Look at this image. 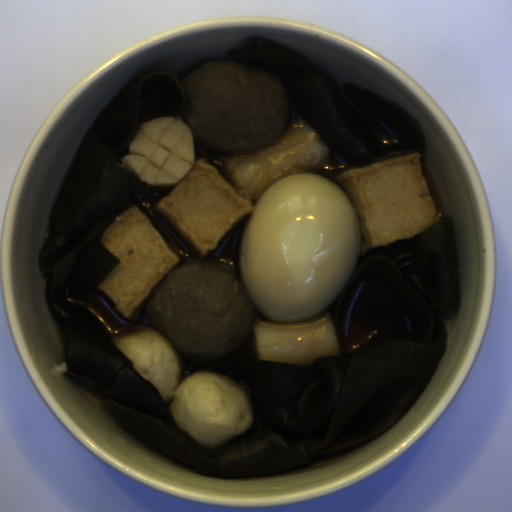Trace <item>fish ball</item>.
Listing matches in <instances>:
<instances>
[{
    "label": "fish ball",
    "instance_id": "1",
    "mask_svg": "<svg viewBox=\"0 0 512 512\" xmlns=\"http://www.w3.org/2000/svg\"><path fill=\"white\" fill-rule=\"evenodd\" d=\"M112 342L157 387L177 425L201 445L213 451L249 430L252 398L241 382L203 368L181 376L182 360L154 327L124 331Z\"/></svg>",
    "mask_w": 512,
    "mask_h": 512
},
{
    "label": "fish ball",
    "instance_id": "2",
    "mask_svg": "<svg viewBox=\"0 0 512 512\" xmlns=\"http://www.w3.org/2000/svg\"><path fill=\"white\" fill-rule=\"evenodd\" d=\"M348 198L356 215L359 255L411 239L436 224L438 208L423 175L422 155H395L354 167L331 180Z\"/></svg>",
    "mask_w": 512,
    "mask_h": 512
},
{
    "label": "fish ball",
    "instance_id": "3",
    "mask_svg": "<svg viewBox=\"0 0 512 512\" xmlns=\"http://www.w3.org/2000/svg\"><path fill=\"white\" fill-rule=\"evenodd\" d=\"M98 237L119 262L95 288L114 302L119 313L136 321L155 286L180 259L135 205L121 211Z\"/></svg>",
    "mask_w": 512,
    "mask_h": 512
},
{
    "label": "fish ball",
    "instance_id": "4",
    "mask_svg": "<svg viewBox=\"0 0 512 512\" xmlns=\"http://www.w3.org/2000/svg\"><path fill=\"white\" fill-rule=\"evenodd\" d=\"M152 209L203 259L253 205L204 158Z\"/></svg>",
    "mask_w": 512,
    "mask_h": 512
}]
</instances>
